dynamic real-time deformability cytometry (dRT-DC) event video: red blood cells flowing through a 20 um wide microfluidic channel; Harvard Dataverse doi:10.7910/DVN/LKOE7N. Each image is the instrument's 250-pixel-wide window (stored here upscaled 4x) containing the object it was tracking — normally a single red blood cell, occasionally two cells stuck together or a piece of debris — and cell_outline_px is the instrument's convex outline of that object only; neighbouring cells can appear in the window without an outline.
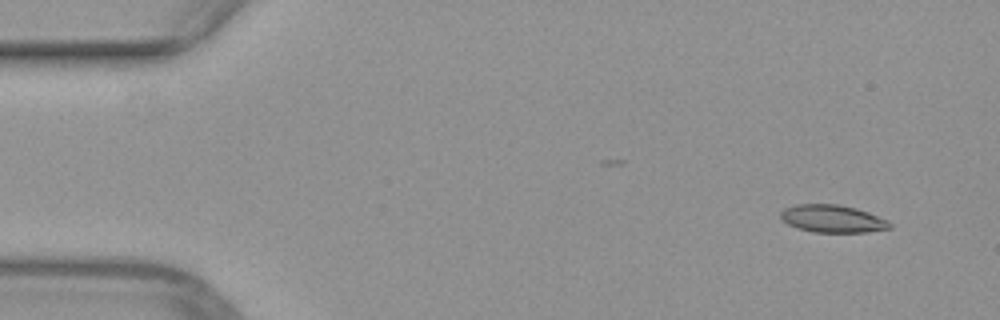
{"species": "common noctule bat (a hibernating species)", "species_latin": "Nyctalus noctula", "temperature_condition": "warm", "stored_images_in_passage": 40, "camera_frame_rate_fps": 3000, "um_per_image_px": 0.085, "animal": {"sex": "female", "body_mass_g": 29.2, "forearm_length_mm": 56.3}, "frame": {"image": 1, "passage_image": 1, "time_ms": 0.0, "image_size_px": [1000, 320], "cell_outline_px": [[892, 228], [868, 232], [812, 232], [796, 228], [780, 220], [780, 212], [784, 208], [796, 204], [840, 204], [856, 208], [868, 212], [888, 220], [892, 224]], "centroid_in_image_um": [70.75, 18.59], "position_along_channel_um": 14.3, "area_um2": 17.8}}
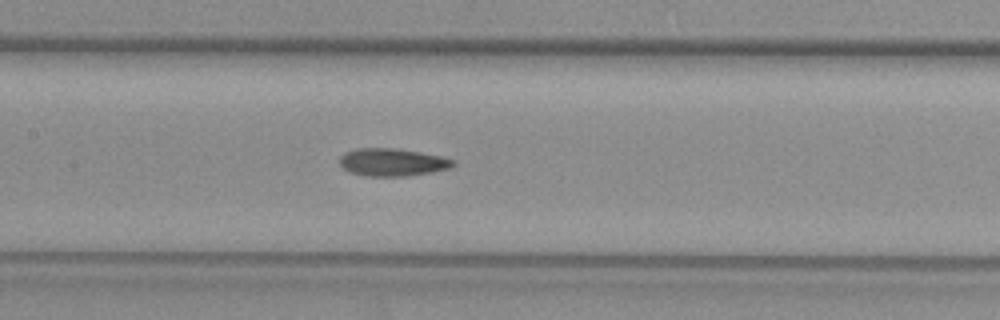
{"frame": {"image": 2, "passage_image": 21, "time_ms": 6.667, "image_size_px": [1000, 320], "cell_outline_px": [[456, 164], [448, 168], [432, 172], [404, 176], [368, 176], [348, 172], [340, 164], [340, 156], [344, 152], [356, 148], [396, 148], [420, 152], [440, 156], [456, 160]], "centroid_in_image_um": [33.33, 13.78], "position_along_channel_um": 174.1, "area_um2": 18.32}}
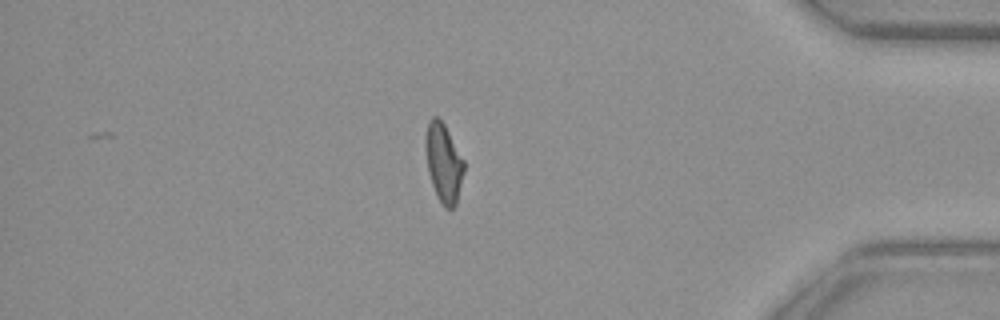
{"frame": {"image": 3, "passage_image": 40, "time_ms": 13.0, "image_size_px": [1000, 320], "cell_outline_px": [[464, 172], [456, 204], [452, 208], [444, 208], [440, 204], [436, 196], [428, 172], [424, 144], [428, 120], [432, 116], [436, 116], [444, 124], [464, 160]], "centroid_in_image_um": [37.69, 13.85], "position_along_channel_um": 397.5, "area_um2": 17.74}}